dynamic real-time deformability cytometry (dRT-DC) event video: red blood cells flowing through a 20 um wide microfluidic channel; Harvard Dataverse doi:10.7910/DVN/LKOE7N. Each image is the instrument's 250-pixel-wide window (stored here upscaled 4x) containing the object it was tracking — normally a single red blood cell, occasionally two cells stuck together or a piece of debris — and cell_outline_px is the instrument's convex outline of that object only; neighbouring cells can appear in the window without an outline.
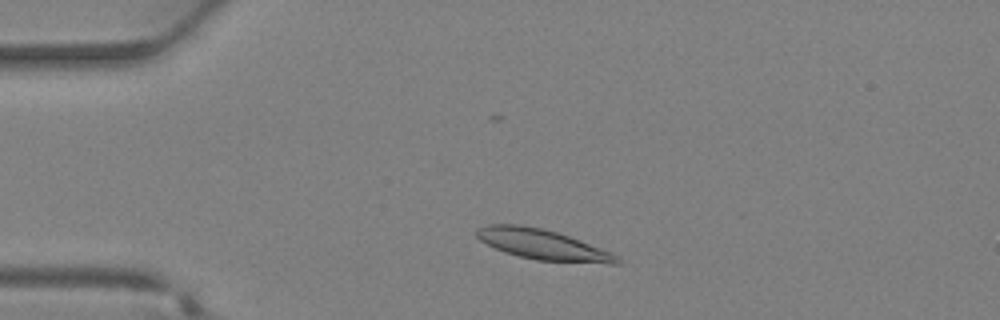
{"species": "Egyptian fruit bat (a non-hibernating species)", "species_latin": "Rousettus aegyptiacus", "temperature_condition": "warm", "stored_images_in_passage": 33, "camera_frame_rate_fps": 3000, "um_per_image_px": 0.085, "animal": {"sex": "female"}, "frame": {"image": 1, "passage_image": 4, "time_ms": 1.0, "image_size_px": [1000, 320], "cell_outline_px": [[620, 264], [612, 264], [536, 260], [504, 252], [480, 240], [476, 236], [476, 228], [488, 224], [520, 224], [540, 228], [556, 232], [580, 240], [608, 252], [616, 256], [620, 260]], "centroid_in_image_um": [46.07, 20.78], "position_along_channel_um": 38.9, "area_um2": 24.39}}
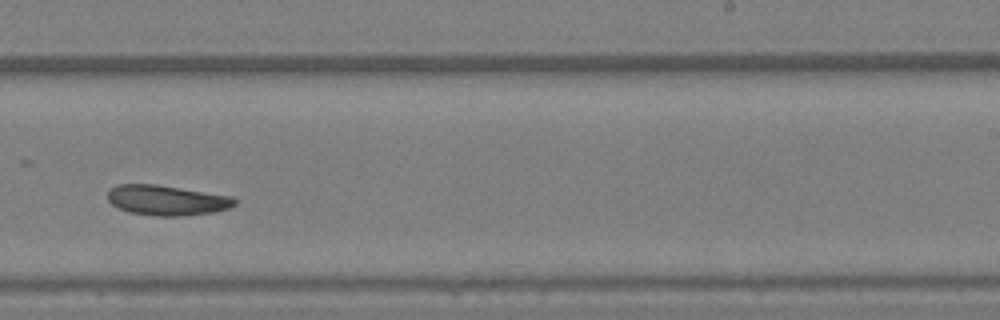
{"frame": {"image": 2, "passage_image": 19, "time_ms": 6.0, "image_size_px": [1000, 320], "cell_outline_px": [[236, 204], [228, 208], [212, 212], [180, 216], [156, 216], [128, 212], [112, 204], [108, 200], [108, 192], [112, 188], [120, 184], [156, 184], [232, 196], [236, 200]], "centroid_in_image_um": [14.18, 17.02], "position_along_channel_um": 274.8, "area_um2": 22.14}}
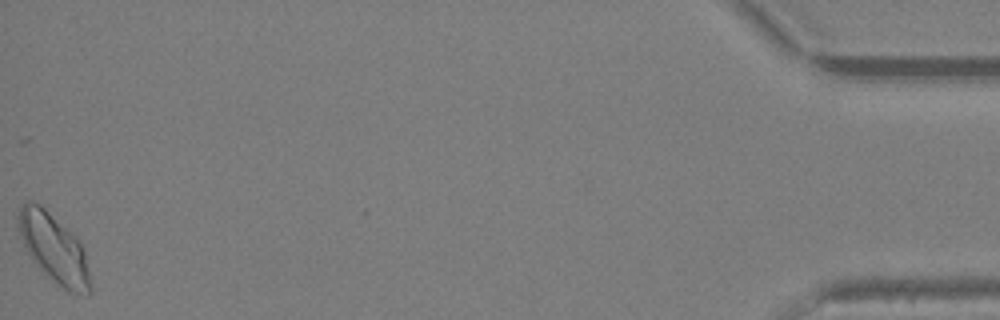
{"frame": {"image": 3, "passage_image": 33, "time_ms": 10.667, "image_size_px": [1000, 320], "cell_outline_px": [[92, 292], [88, 296], [68, 292], [40, 272], [28, 256], [24, 248], [16, 220], [16, 216], [20, 208], [28, 200], [32, 200], [40, 204], [80, 240], [84, 248], [92, 288]], "centroid_in_image_um": [4.58, 21.15], "position_along_channel_um": 430.6, "area_um2": 29.65}}